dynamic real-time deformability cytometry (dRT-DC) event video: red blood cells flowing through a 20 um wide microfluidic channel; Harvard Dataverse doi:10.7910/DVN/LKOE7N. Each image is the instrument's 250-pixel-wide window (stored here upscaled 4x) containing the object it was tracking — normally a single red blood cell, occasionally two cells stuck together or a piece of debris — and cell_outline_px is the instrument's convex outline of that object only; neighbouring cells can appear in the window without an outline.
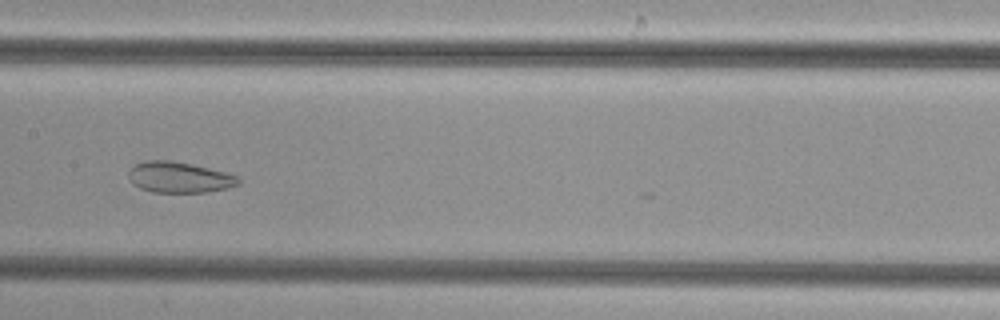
{"species": "common noctule bat (a hibernating species)", "species_latin": "Nyctalus noctula", "temperature_condition": "cold", "stored_images_in_passage": 49, "segment_of_instrument_passage": [1, 2], "camera_frame_rate_fps": 3000, "um_per_image_px": 0.085, "animal": {"sex": "female", "body_mass_g": 29.2, "forearm_length_mm": 56.3}, "frame": {"image": 1, "passage_image": 23, "time_ms": 7.333, "image_size_px": [1000, 320], "cell_outline_px": [[240, 184], [228, 188], [208, 192], [152, 192], [140, 188], [132, 184], [128, 176], [128, 168], [144, 160], [172, 160], [192, 164], [224, 172], [236, 176], [240, 180]], "centroid_in_image_um": [15.19, 15.07], "position_along_channel_um": 192.2, "area_um2": 19.88}}
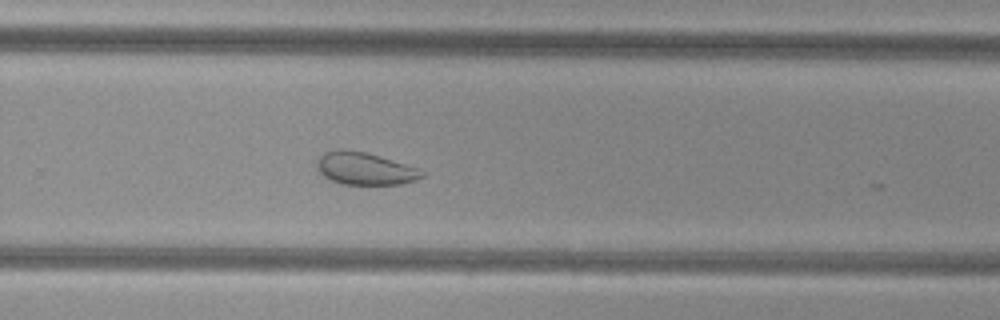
{"frame": {"image": 2, "passage_image": 31, "time_ms": 10.0, "image_size_px": [1000, 320], "cell_outline_px": [[424, 176], [416, 180], [400, 184], [340, 184], [328, 180], [316, 168], [316, 164], [320, 156], [324, 152], [340, 148], [364, 152], [380, 156], [416, 168], [424, 172]], "centroid_in_image_um": [30.96, 14.33], "position_along_channel_um": 298.8, "area_um2": 19.77}}
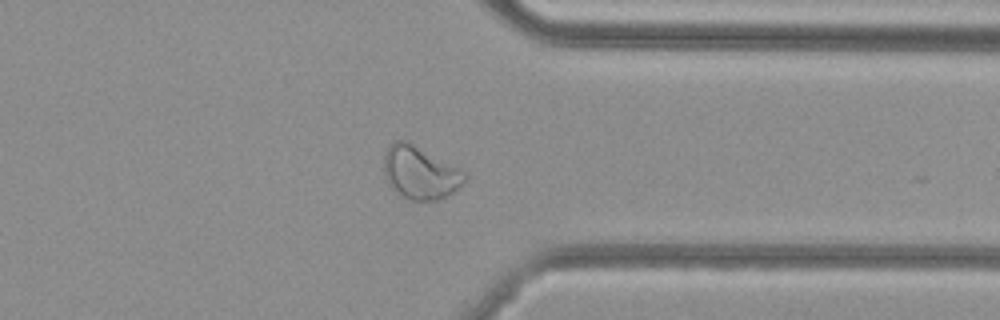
{"frame": {"image": 3, "passage_image": 37, "time_ms": 12.0, "image_size_px": [1000, 320], "cell_outline_px": [[468, 176], [448, 196], [436, 200], [412, 200], [404, 196], [388, 184], [384, 172], [384, 156], [388, 144], [396, 140], [404, 140], [460, 168]], "centroid_in_image_um": [35.69, 14.66], "position_along_channel_um": 375.7, "area_um2": 24.39}}